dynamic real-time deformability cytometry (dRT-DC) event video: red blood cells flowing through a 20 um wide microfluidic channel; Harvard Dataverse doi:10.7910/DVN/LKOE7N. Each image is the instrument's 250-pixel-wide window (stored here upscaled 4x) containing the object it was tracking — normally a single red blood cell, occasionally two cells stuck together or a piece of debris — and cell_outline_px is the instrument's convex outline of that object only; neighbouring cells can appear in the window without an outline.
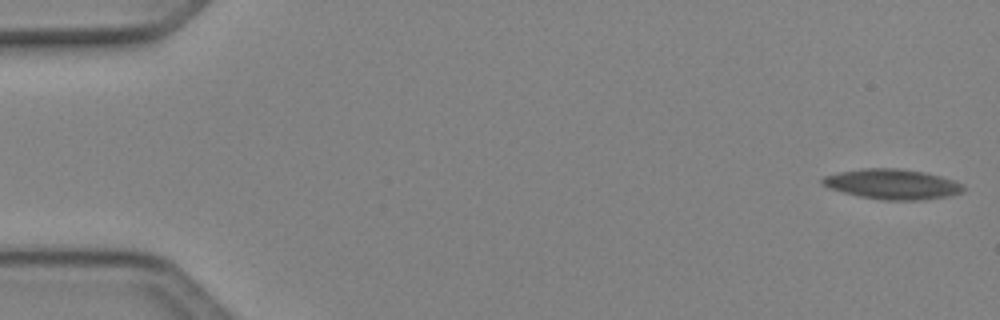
{"species": "Egyptian fruit bat (a non-hibernating species)", "species_latin": "Rousettus aegyptiacus", "temperature_condition": "cold", "stored_images_in_passage": 51, "camera_frame_rate_fps": 3000, "um_per_image_px": 0.085, "animal": {"sex": "female"}, "frame": {"image": 1, "passage_image": 1, "time_ms": 0.0, "image_size_px": [1000, 320], "cell_outline_px": [[964, 192], [948, 196], [920, 200], [884, 200], [860, 196], [828, 188], [820, 184], [820, 180], [824, 176], [840, 172], [860, 168], [900, 168], [924, 172], [956, 180], [964, 184]], "centroid_in_image_um": [75.86, 15.64], "position_along_channel_um": 9.1, "area_um2": 24.91}}
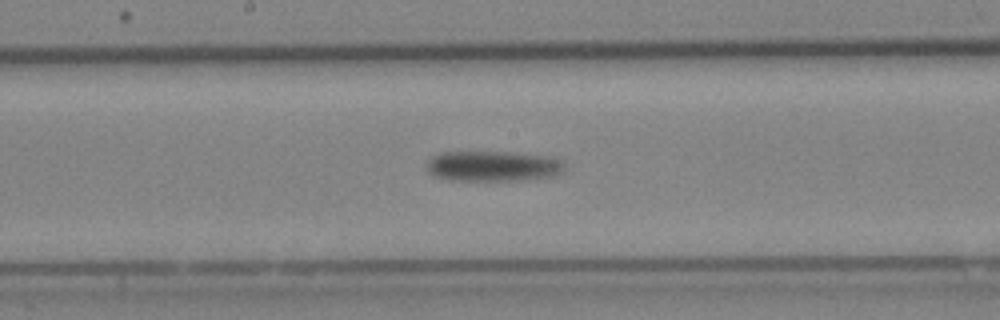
{"frame": {"image": 2, "passage_image": 27, "time_ms": 8.667, "image_size_px": [1000, 320], "cell_outline_px": [[564, 172], [560, 176], [524, 180], [448, 180], [432, 176], [424, 168], [424, 164], [432, 156], [440, 152], [508, 152], [548, 156], [560, 160], [564, 164]], "centroid_in_image_um": [41.88, 14.13], "position_along_channel_um": 206.3, "area_um2": 24.97}}
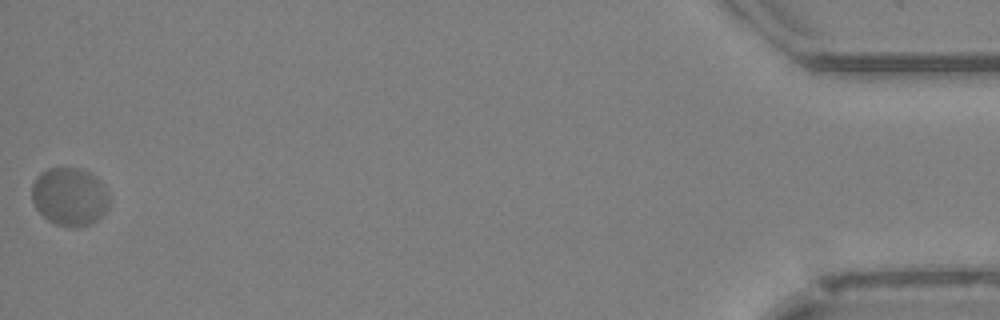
{"frame": {"image": 3, "passage_image": 51, "time_ms": 16.667, "image_size_px": [1000, 320], "cell_outline_px": [[112, 200], [108, 208], [96, 220], [88, 224], [76, 228], [72, 228], [56, 224], [48, 220], [36, 208], [32, 200], [32, 184], [36, 176], [40, 172], [48, 168], [80, 168], [96, 176], [100, 180]], "centroid_in_image_um": [5.93, 16.7], "position_along_channel_um": 429.3, "area_um2": 26.47}, "authors_computed_cell_mechanics": {"area_um2": 24.3338, "velocity_mm_per_s": 3.9715, "shape_relaxation_time_tau1_ms": 3.1286, "shape_relaxation_time_tau2_ms": null, "deformation_change_tau1": 0.0857, "deformation_change_tau2": null}}